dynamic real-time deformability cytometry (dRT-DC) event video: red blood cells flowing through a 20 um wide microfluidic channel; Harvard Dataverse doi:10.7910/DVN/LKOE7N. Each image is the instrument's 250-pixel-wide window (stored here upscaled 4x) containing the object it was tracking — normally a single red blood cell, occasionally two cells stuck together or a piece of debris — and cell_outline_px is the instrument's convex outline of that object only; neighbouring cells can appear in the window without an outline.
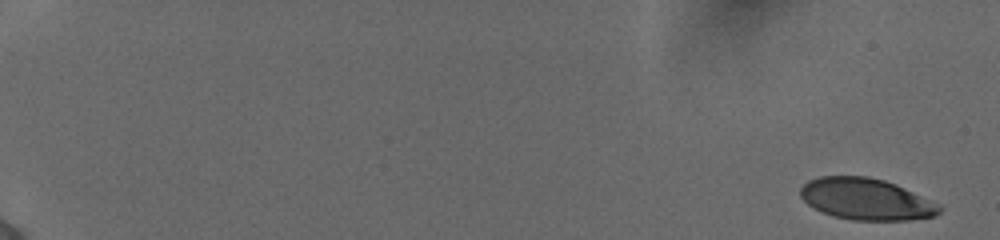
{"species": "human", "species_latin": "Homo sapiens", "temperature_condition": "cold", "stored_images_in_passage": 10, "camera_frame_rate_fps": 3000, "um_per_image_px": 0.085, "donor": {"sex": "female"}, "frame": {"image": 1, "passage_image": 1, "time_ms": 0.0, "image_size_px": [1000, 240], "cell_outline_px": [[944, 208], [936, 216], [908, 220], [852, 220], [832, 216], [812, 208], [800, 196], [800, 188], [808, 180], [820, 176], [868, 176], [884, 180], [896, 184], [940, 204]], "centroid_in_image_um": [73.63, 16.93], "position_along_channel_um": 11.4, "area_um2": 33.93}}
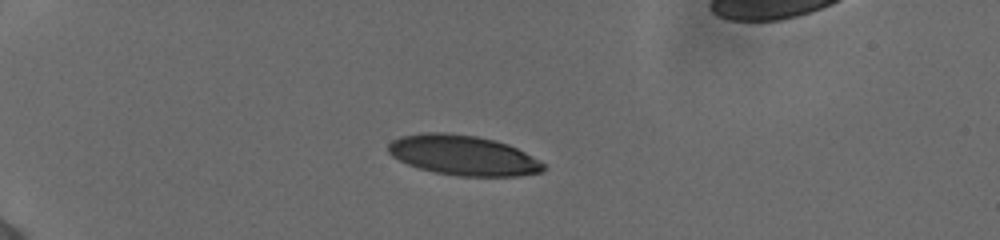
{"frame": {"image": 2, "passage_image": 7, "time_ms": 2.0, "image_size_px": [1000, 240], "cell_outline_px": [[544, 172], [520, 176], [460, 176], [436, 172], [420, 168], [408, 164], [392, 156], [388, 152], [388, 144], [392, 140], [400, 136], [420, 132], [448, 132], [476, 136], [496, 140], [508, 144], [524, 152], [544, 164]], "centroid_in_image_um": [39.35, 13.19], "position_along_channel_um": 45.7, "area_um2": 36.18}}
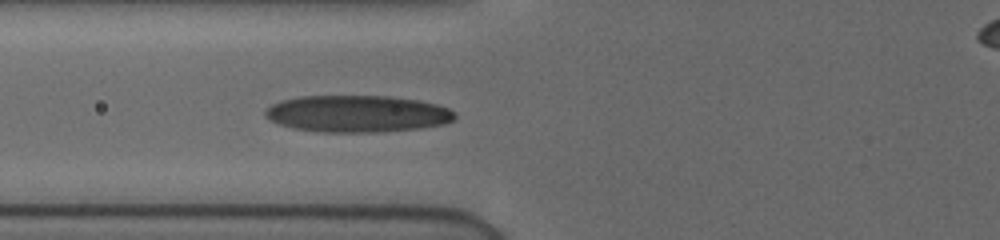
{"frame": {"image": 3, "passage_image": 10, "time_ms": 3.0, "image_size_px": [1000, 240], "cell_outline_px": [[456, 116], [452, 120], [444, 124], [420, 128], [376, 132], [324, 132], [292, 128], [268, 120], [264, 116], [264, 112], [272, 104], [280, 100], [300, 96], [388, 96], [416, 100], [436, 104], [448, 108], [456, 112]], "centroid_in_image_um": [30.34, 9.67], "position_along_channel_um": 95.5, "area_um2": 40.75}}